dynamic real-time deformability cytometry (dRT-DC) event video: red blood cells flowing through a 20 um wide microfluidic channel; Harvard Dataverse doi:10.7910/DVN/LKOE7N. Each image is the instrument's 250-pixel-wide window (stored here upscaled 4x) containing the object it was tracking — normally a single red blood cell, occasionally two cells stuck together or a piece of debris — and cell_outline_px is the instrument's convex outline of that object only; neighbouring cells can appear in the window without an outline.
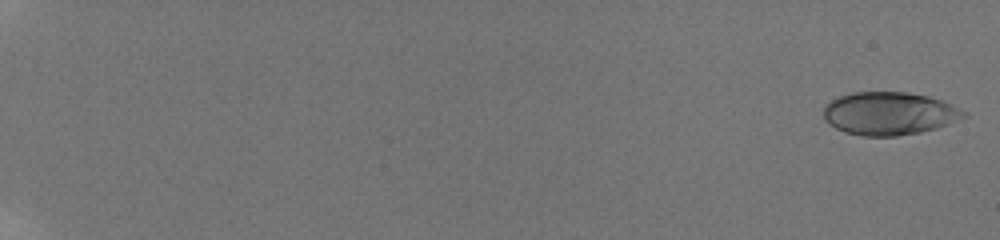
{"species": "human", "species_latin": "Homo sapiens", "temperature_condition": "room temperature", "stored_images_in_passage": 21, "camera_frame_rate_fps": 3000, "um_per_image_px": 0.085, "donor": {"sex": "male"}, "frame": {"image": 1, "passage_image": 2, "time_ms": 0.333, "image_size_px": [1000, 240], "cell_outline_px": [[968, 116], [936, 128], [920, 132], [896, 136], [864, 136], [844, 132], [836, 128], [824, 116], [824, 104], [840, 96], [852, 92], [908, 92], [928, 96], [940, 100], [960, 108], [968, 112]], "centroid_in_image_um": [75.61, 9.64], "position_along_channel_um": 9.4, "area_um2": 34.97}}
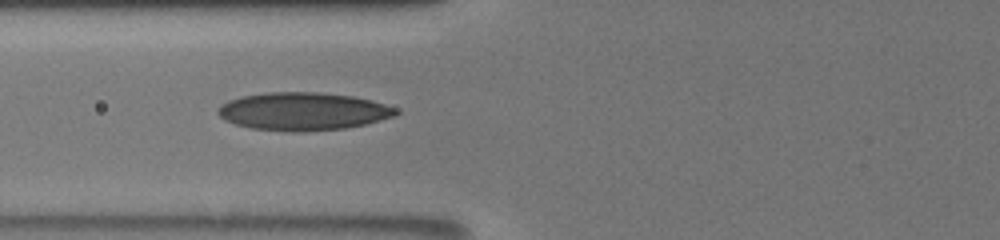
{"frame": {"image": 2, "passage_image": 16, "time_ms": 9.0, "image_size_px": [1000, 240], "cell_outline_px": [[400, 112], [392, 116], [380, 120], [364, 124], [344, 128], [300, 132], [292, 132], [252, 128], [236, 124], [224, 120], [216, 112], [216, 108], [220, 104], [228, 100], [240, 96], [268, 92], [320, 92], [352, 96], [372, 100], [396, 108]], "centroid_in_image_um": [25.71, 9.46], "position_along_channel_um": 100.1, "area_um2": 39.36}}
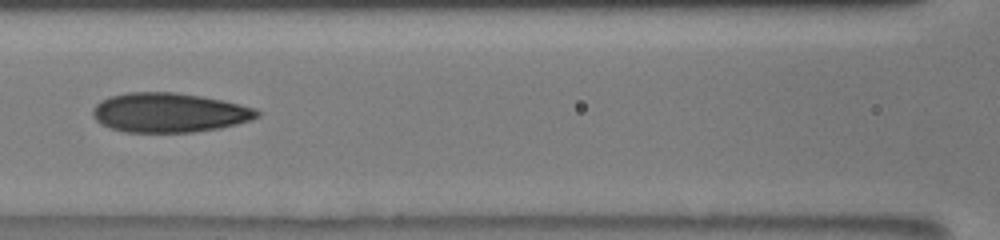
{"frame": {"image": 3, "passage_image": 18, "time_ms": 10.333, "image_size_px": [1000, 240], "cell_outline_px": [[260, 116], [252, 120], [220, 128], [192, 132], [124, 132], [100, 124], [92, 116], [92, 108], [100, 100], [108, 96], [124, 92], [176, 92], [200, 96], [240, 104], [256, 108], [260, 112]], "centroid_in_image_um": [14.35, 9.57], "position_along_channel_um": 152.2, "area_um2": 38.03}}